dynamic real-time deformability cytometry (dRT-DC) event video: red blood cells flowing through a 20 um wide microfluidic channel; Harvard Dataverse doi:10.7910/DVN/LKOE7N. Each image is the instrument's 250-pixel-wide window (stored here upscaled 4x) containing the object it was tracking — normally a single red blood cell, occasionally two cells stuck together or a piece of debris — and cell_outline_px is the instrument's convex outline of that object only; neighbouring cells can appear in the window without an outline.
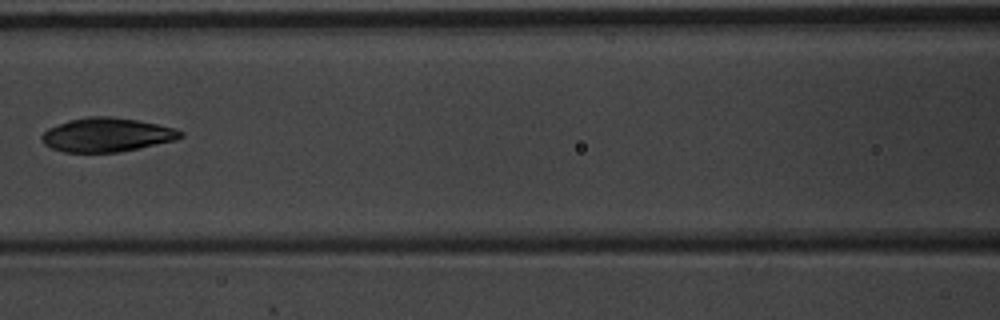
{"species": "common noctule bat (a hibernating species)", "species_latin": "Nyctalus noctula", "temperature_condition": "warm", "stored_images_in_passage": 7, "camera_frame_rate_fps": 3000, "um_per_image_px": 0.085, "animal": {"sex": "male", "body_mass_g": 20.1, "forearm_length_mm": 53.5}, "frame": {"image": 1, "passage_image": 6, "time_ms": 1.667, "image_size_px": [1000, 320], "cell_outline_px": [[184, 136], [176, 140], [140, 148], [120, 152], [64, 152], [52, 148], [44, 144], [40, 136], [48, 128], [72, 120], [88, 116], [112, 116], [136, 120], [176, 128], [184, 132]], "centroid_in_image_um": [9.11, 11.46], "position_along_channel_um": 157.5, "area_um2": 27.4}}
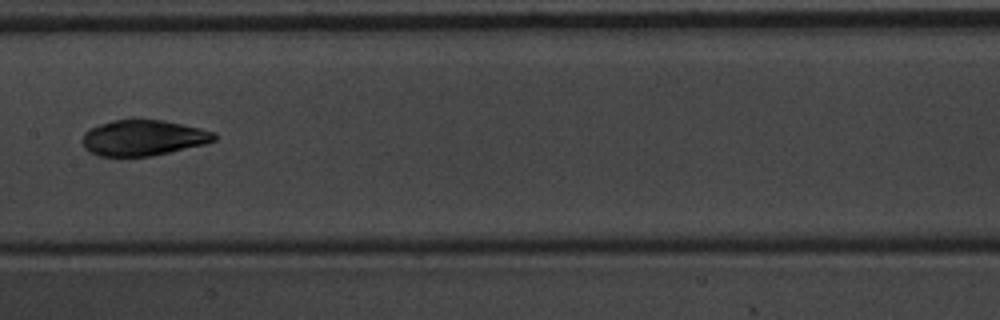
{"frame": {"image": 2, "passage_image": 7, "time_ms": 2.0, "image_size_px": [1000, 320], "cell_outline_px": [[216, 140], [204, 144], [152, 156], [100, 156], [88, 152], [84, 148], [84, 132], [88, 128], [112, 120], [132, 116], [164, 120], [200, 128], [216, 132]], "centroid_in_image_um": [12.16, 11.67], "position_along_channel_um": 195.2, "area_um2": 28.09}}